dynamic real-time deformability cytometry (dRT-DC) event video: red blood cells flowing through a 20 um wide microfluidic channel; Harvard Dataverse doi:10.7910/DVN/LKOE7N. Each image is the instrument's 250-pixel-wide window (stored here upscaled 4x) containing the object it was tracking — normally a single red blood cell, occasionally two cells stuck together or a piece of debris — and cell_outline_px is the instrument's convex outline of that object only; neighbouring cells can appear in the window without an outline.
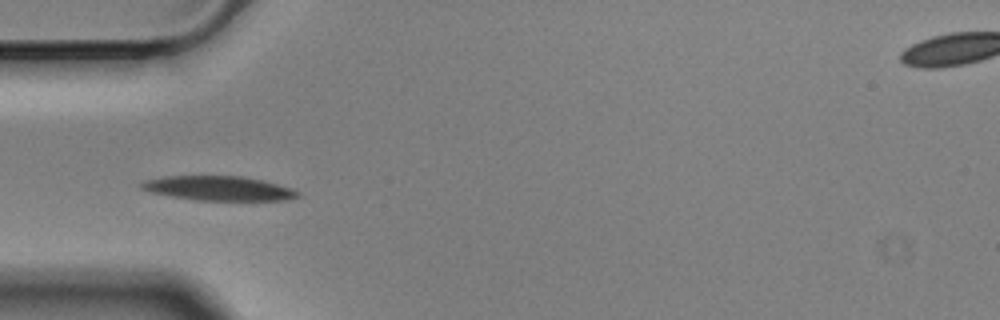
{"species": "Egyptian fruit bat (a non-hibernating species)", "species_latin": "Rousettus aegyptiacus", "temperature_condition": "cold", "stored_images_in_passage": 41, "camera_frame_rate_fps": 3000, "um_per_image_px": 0.085, "animal": {"sex": "male"}, "frame": {"image": 1, "passage_image": 1, "time_ms": 0.0, "image_size_px": [1000, 320], "cell_outline_px": [[300, 196], [288, 200], [196, 200], [172, 196], [152, 192], [140, 188], [140, 184], [144, 180], [168, 176], [240, 176], [264, 180], [292, 188], [300, 192]], "centroid_in_image_um": [18.63, 16.0], "position_along_channel_um": 66.4, "area_um2": 22.2}}
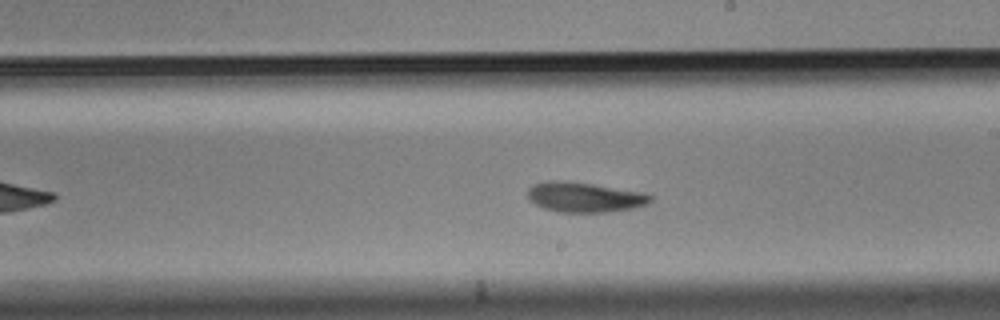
{"frame": {"image": 2, "passage_image": 16, "time_ms": 5.0, "image_size_px": [1000, 320], "cell_outline_px": [[652, 200], [648, 204], [636, 208], [612, 212], [560, 212], [544, 208], [536, 204], [528, 196], [528, 188], [532, 184], [592, 184], [644, 192], [652, 196]], "centroid_in_image_um": [49.84, 16.82], "position_along_channel_um": 239.2, "area_um2": 20.52}}
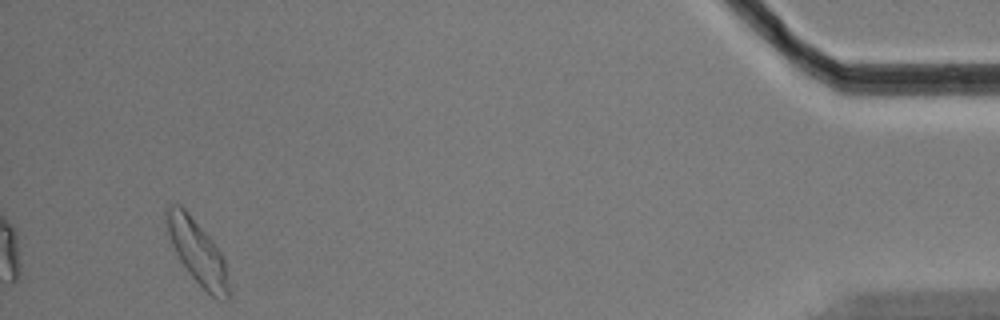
{"frame": {"image": 3, "passage_image": 38, "time_ms": 12.333, "image_size_px": [1000, 320], "cell_outline_px": [[228, 300], [224, 300], [212, 296], [188, 272], [180, 260], [172, 244], [168, 232], [168, 208], [172, 204], [180, 204], [188, 212], [216, 244], [224, 260], [228, 288]], "centroid_in_image_um": [16.8, 21.42], "position_along_channel_um": 418.4, "area_um2": 22.2}, "authors_computed_cell_mechanics": {"area_um2": 21.4438, "velocity_mm_per_s": 3.4618, "shape_relaxation_time_tau1_ms": 3.4831, "shape_relaxation_time_tau2_ms": 5.7926, "deformation_change_tau1": 0.1325, "deformation_change_tau2": 0.1026}}